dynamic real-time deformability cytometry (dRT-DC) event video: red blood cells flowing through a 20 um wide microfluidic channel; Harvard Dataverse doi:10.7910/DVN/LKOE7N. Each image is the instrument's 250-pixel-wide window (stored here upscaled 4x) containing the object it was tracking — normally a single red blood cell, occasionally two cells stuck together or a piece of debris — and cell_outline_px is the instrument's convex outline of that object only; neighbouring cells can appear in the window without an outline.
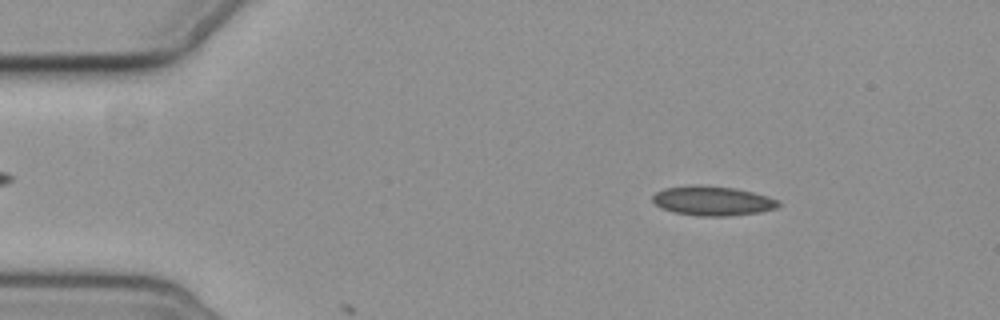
{"species": "common noctule bat (a hibernating species)", "species_latin": "Nyctalus noctula", "temperature_condition": "cold", "stored_images_in_passage": 7, "camera_frame_rate_fps": 3000, "um_per_image_px": 0.085, "animal": {"sex": "female", "body_mass_g": 19.3, "forearm_length_mm": 54.1}, "frame": {"image": 1, "passage_image": 2, "time_ms": 1.333, "image_size_px": [1000, 320], "cell_outline_px": [[780, 204], [776, 208], [760, 212], [728, 216], [700, 216], [676, 212], [660, 208], [652, 200], [652, 196], [656, 192], [664, 188], [696, 184], [732, 188], [752, 192], [768, 196], [776, 200]], "centroid_in_image_um": [60.54, 17.07], "position_along_channel_um": 24.5, "area_um2": 21.44}}
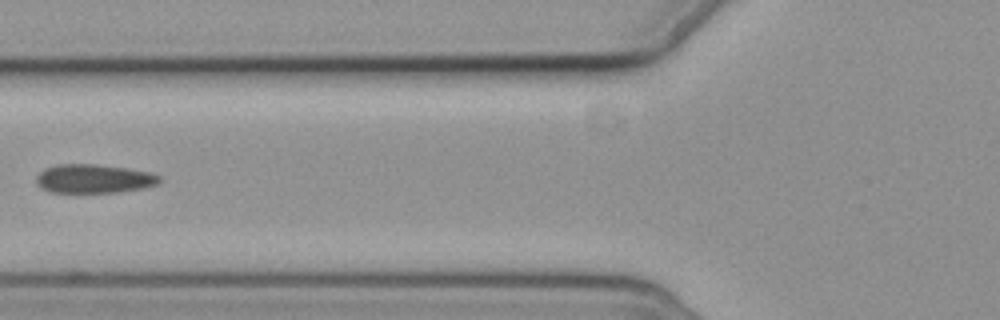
{"frame": {"image": 2, "passage_image": 6, "time_ms": 6.0, "image_size_px": [1000, 320], "cell_outline_px": [[160, 180], [156, 184], [144, 188], [120, 192], [48, 192], [40, 188], [36, 184], [36, 176], [44, 168], [56, 164], [96, 164], [124, 168], [148, 172], [160, 176]], "centroid_in_image_um": [7.91, 15.19], "position_along_channel_um": 117.9, "area_um2": 20.69}}
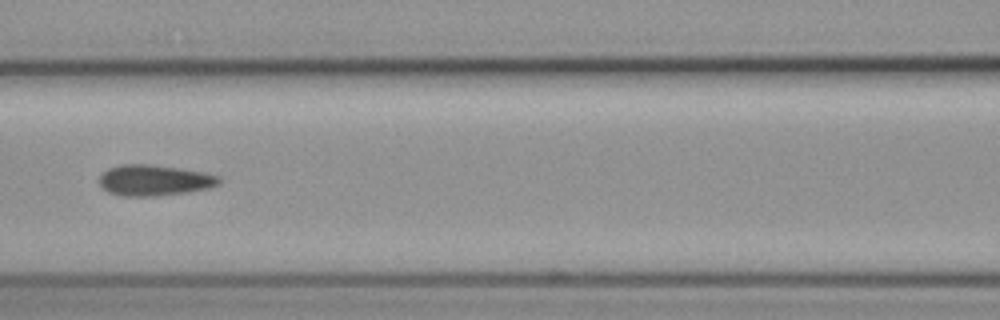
{"frame": {"image": 3, "passage_image": 7, "time_ms": 7.0, "image_size_px": [1000, 320], "cell_outline_px": [[220, 184], [208, 188], [188, 192], [156, 196], [124, 196], [108, 192], [100, 188], [100, 176], [108, 168], [120, 164], [152, 164], [180, 168], [204, 172], [220, 176]], "centroid_in_image_um": [13.12, 15.32], "position_along_channel_um": 153.5, "area_um2": 21.73}}